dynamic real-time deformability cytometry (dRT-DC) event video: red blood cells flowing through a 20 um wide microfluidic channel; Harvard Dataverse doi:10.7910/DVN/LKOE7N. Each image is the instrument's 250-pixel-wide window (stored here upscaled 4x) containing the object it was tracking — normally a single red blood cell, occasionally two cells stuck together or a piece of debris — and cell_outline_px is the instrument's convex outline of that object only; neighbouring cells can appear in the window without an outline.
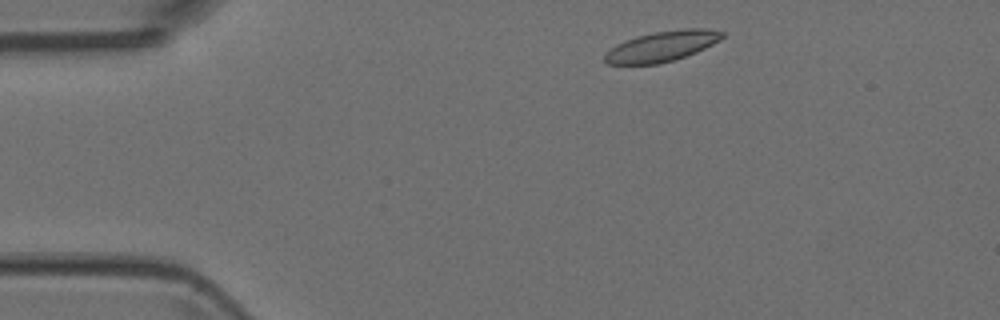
{"species": "Egyptian fruit bat (a non-hibernating species)", "species_latin": "Rousettus aegyptiacus", "temperature_condition": "room temperature", "stored_images_in_passage": 3, "camera_frame_rate_fps": 3000, "um_per_image_px": 0.085, "animal": {"sex": "female"}, "frame": {"image": 1, "passage_image": 1, "time_ms": 0.0, "image_size_px": [1000, 320], "cell_outline_px": [[724, 36], [720, 40], [696, 52], [672, 60], [656, 64], [608, 64], [604, 60], [604, 52], [616, 44], [624, 40], [636, 36], [652, 32], [684, 28], [708, 28], [724, 32]], "centroid_in_image_um": [56.23, 3.91], "position_along_channel_um": 28.8, "area_um2": 20.87}}
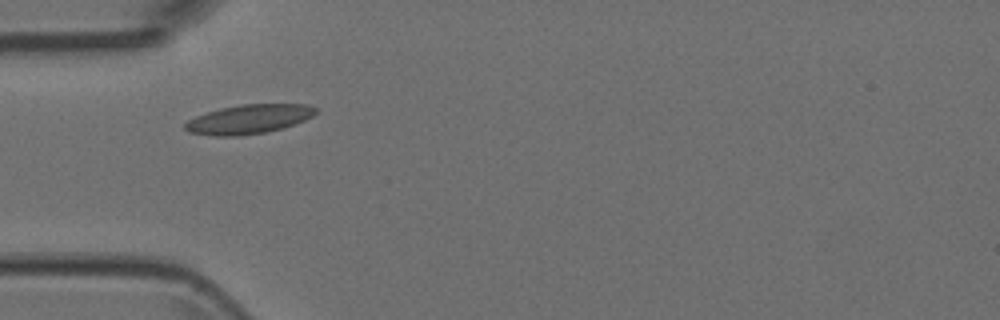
{"frame": {"image": 2, "passage_image": 3, "time_ms": 0.667, "image_size_px": [1000, 320], "cell_outline_px": [[316, 112], [312, 116], [304, 120], [280, 128], [264, 132], [236, 136], [212, 136], [188, 132], [184, 128], [184, 124], [188, 120], [196, 116], [220, 108], [240, 104], [308, 104], [316, 108]], "centroid_in_image_um": [21.1, 10.12], "position_along_channel_um": 63.9, "area_um2": 22.02}}